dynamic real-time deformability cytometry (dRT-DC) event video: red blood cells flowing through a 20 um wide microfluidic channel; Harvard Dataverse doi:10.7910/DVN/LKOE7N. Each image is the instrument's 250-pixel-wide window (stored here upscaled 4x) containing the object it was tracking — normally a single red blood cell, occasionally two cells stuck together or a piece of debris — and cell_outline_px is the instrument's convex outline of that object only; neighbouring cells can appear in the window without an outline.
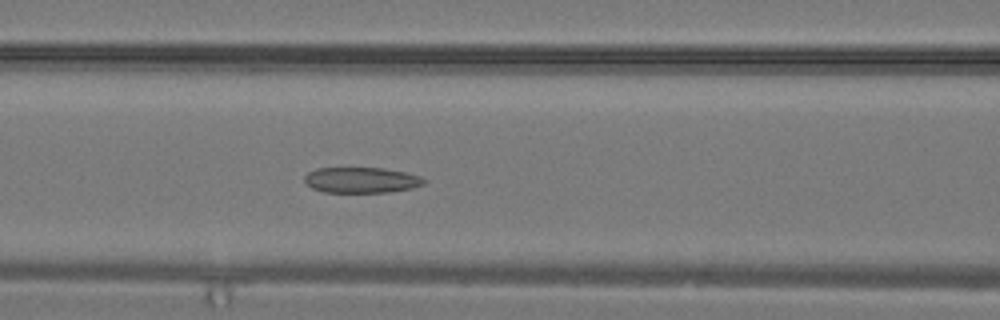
{"species": "common noctule bat (a hibernating species)", "species_latin": "Nyctalus noctula", "temperature_condition": "warm", "stored_images_in_passage": 24, "camera_frame_rate_fps": 3000, "um_per_image_px": 0.085, "animal": {"sex": "male", "body_mass_g": 19.2, "forearm_length_mm": 51.8}, "frame": {"image": 1, "passage_image": 6, "time_ms": 1.667, "image_size_px": [1000, 320], "cell_outline_px": [[428, 180], [424, 184], [412, 188], [388, 192], [324, 192], [312, 188], [304, 180], [304, 176], [308, 172], [316, 168], [384, 168], [404, 172], [420, 176]], "centroid_in_image_um": [30.73, 15.3], "position_along_channel_um": 135.9, "area_um2": 17.86}}
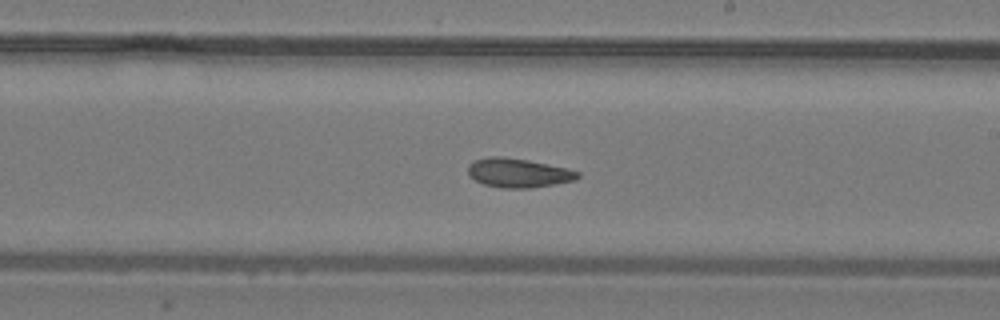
{"frame": {"image": 2, "passage_image": 11, "time_ms": 3.333, "image_size_px": [1000, 320], "cell_outline_px": [[580, 176], [576, 180], [528, 188], [500, 188], [484, 184], [468, 176], [468, 164], [472, 160], [488, 156], [504, 156], [528, 160], [548, 164], [580, 172]], "centroid_in_image_um": [44.0, 14.68], "position_along_channel_um": 245.0, "area_um2": 18.67}}
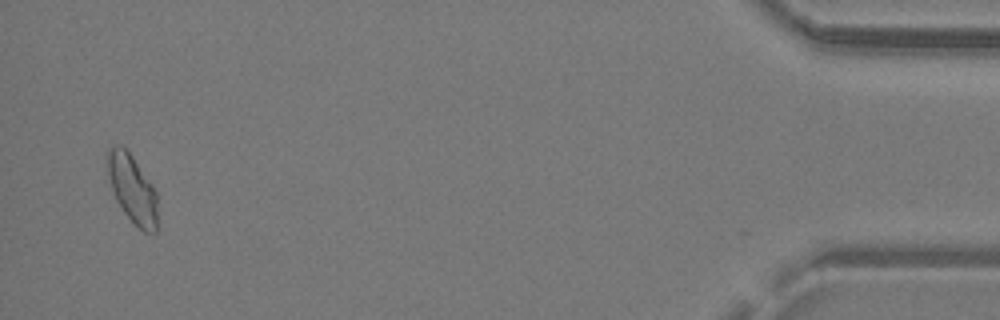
{"frame": {"image": 3, "passage_image": 23, "time_ms": 7.333, "image_size_px": [1000, 320], "cell_outline_px": [[156, 232], [144, 232], [124, 212], [116, 200], [112, 188], [108, 172], [108, 148], [116, 144], [120, 144], [132, 156], [156, 188]], "centroid_in_image_um": [11.26, 16.02], "position_along_channel_um": 423.9, "area_um2": 19.48}}